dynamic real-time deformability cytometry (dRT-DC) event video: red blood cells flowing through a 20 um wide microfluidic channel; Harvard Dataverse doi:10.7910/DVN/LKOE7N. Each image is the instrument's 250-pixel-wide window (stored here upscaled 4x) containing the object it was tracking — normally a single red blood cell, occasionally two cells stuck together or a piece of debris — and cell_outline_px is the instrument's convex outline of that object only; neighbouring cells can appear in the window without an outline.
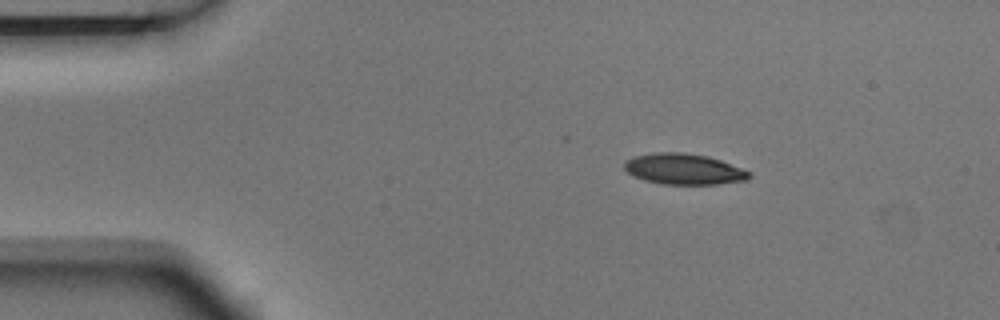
{"species": "Egyptian fruit bat (a non-hibernating species)", "species_latin": "Rousettus aegyptiacus", "temperature_condition": "room temperature", "stored_images_in_passage": 4, "camera_frame_rate_fps": 3000, "um_per_image_px": 0.085, "animal": {"sex": "male"}, "frame": {"image": 1, "passage_image": 2, "time_ms": 0.333, "image_size_px": [1000, 320], "cell_outline_px": [[752, 176], [748, 180], [716, 184], [660, 184], [644, 180], [632, 176], [624, 168], [624, 160], [632, 156], [652, 152], [684, 152], [708, 156], [720, 160], [752, 172]], "centroid_in_image_um": [58.1, 14.36], "position_along_channel_um": 26.9, "area_um2": 22.77}}
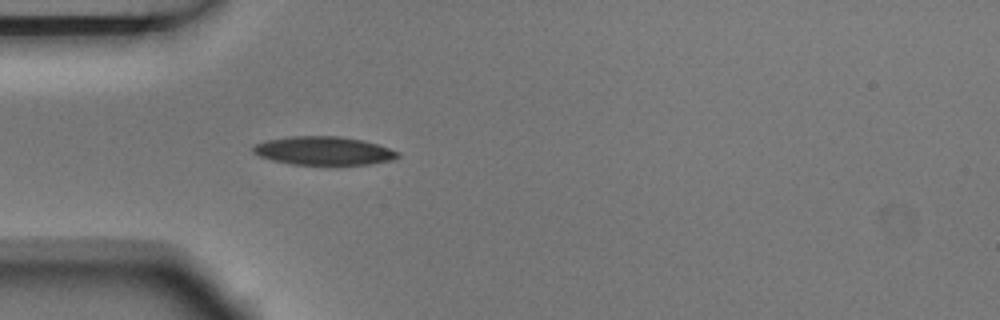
{"frame": {"image": 2, "passage_image": 4, "time_ms": 1.0, "image_size_px": [1000, 320], "cell_outline_px": [[400, 156], [396, 160], [368, 164], [292, 164], [272, 160], [260, 156], [252, 152], [252, 148], [256, 144], [264, 140], [288, 136], [340, 136], [364, 140], [400, 152]], "centroid_in_image_um": [27.52, 12.8], "position_along_channel_um": 57.5, "area_um2": 24.04}}